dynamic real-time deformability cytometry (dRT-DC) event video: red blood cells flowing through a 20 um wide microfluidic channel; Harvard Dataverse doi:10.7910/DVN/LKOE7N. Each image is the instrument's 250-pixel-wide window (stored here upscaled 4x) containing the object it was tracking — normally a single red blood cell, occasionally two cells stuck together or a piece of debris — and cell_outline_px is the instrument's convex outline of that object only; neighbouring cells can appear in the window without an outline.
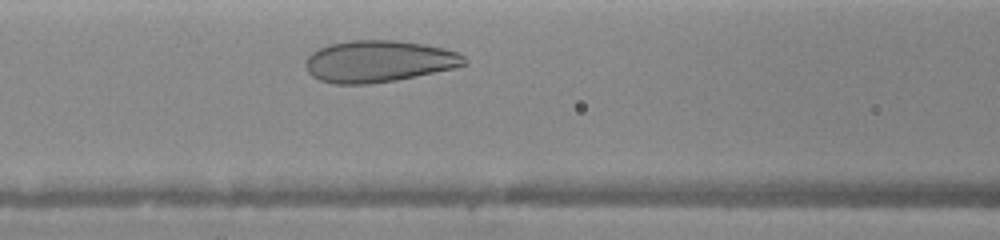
{"species": "human", "species_latin": "Homo sapiens", "temperature_condition": "warm", "stored_images_in_passage": 5, "camera_frame_rate_fps": 3000, "um_per_image_px": 0.085, "donor": {"sex": "female"}, "frame": {"image": 1, "passage_image": 5, "time_ms": 1.667, "image_size_px": [1000, 240], "cell_outline_px": [[468, 64], [456, 68], [396, 80], [368, 84], [336, 84], [320, 80], [312, 76], [308, 72], [304, 64], [308, 56], [312, 52], [328, 44], [348, 40], [396, 40], [424, 44], [444, 48], [460, 52], [468, 60]], "centroid_in_image_um": [32.22, 5.2], "position_along_channel_um": 134.4, "area_um2": 38.96}}